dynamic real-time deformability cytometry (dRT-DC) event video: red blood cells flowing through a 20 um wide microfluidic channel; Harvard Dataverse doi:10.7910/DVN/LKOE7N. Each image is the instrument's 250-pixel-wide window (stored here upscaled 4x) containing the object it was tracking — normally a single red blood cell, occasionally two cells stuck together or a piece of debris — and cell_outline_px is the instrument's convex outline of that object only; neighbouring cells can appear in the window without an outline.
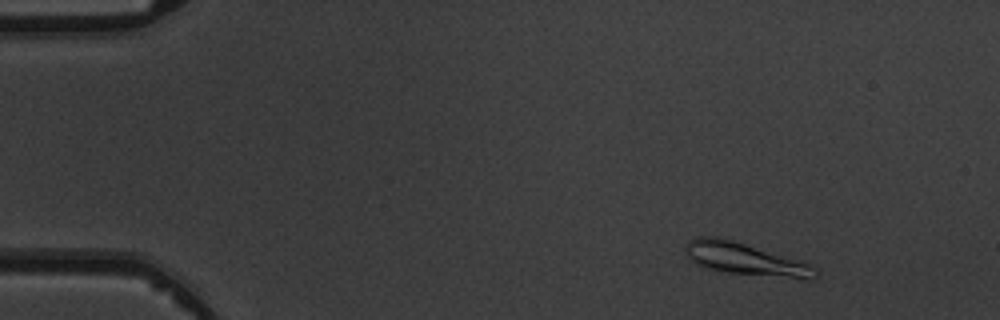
{"species": "common noctule bat (a hibernating species)", "species_latin": "Nyctalus noctula", "temperature_condition": "warm", "stored_images_in_passage": 3, "camera_frame_rate_fps": 3000, "um_per_image_px": 0.085, "animal": {"sex": "male", "body_mass_g": 19.5, "forearm_length_mm": 54.6}, "frame": {"image": 1, "passage_image": 1, "time_ms": 0.0, "image_size_px": [1000, 320], "cell_outline_px": [[816, 276], [812, 280], [808, 280], [728, 272], [696, 264], [688, 260], [684, 248], [688, 240], [700, 236], [716, 236], [732, 240], [804, 260], [812, 264], [816, 268]], "centroid_in_image_um": [63.4, 22.01], "position_along_channel_um": 21.6, "area_um2": 24.74}}